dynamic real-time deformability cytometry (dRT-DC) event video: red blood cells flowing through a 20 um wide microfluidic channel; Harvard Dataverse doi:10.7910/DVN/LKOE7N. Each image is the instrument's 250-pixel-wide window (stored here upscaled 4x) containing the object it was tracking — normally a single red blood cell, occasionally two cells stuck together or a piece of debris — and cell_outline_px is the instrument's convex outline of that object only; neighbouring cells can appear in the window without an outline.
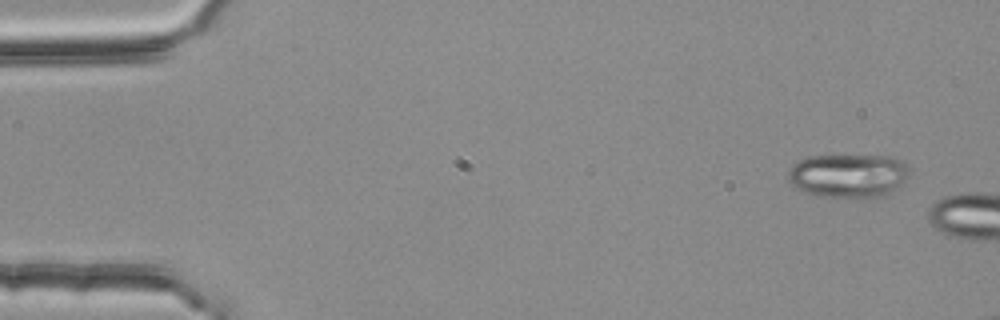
{"species": "common noctule bat (a hibernating species)", "species_latin": "Nyctalus noctula", "temperature_condition": "room temperature", "stored_images_in_passage": 2, "camera_frame_rate_fps": 3000, "um_per_image_px": 0.085, "animal": {"sex": "female", "body_mass_g": 25.1}, "frame": {"image": 1, "passage_image": 1, "time_ms": 0.0, "image_size_px": [1000, 320], "cell_outline_px": [[908, 176], [904, 184], [884, 196], [872, 200], [860, 200], [816, 196], [804, 192], [796, 188], [788, 180], [788, 168], [792, 164], [808, 156], [896, 156], [908, 168]], "centroid_in_image_um": [72.12, 14.98], "position_along_channel_um": 12.9, "area_um2": 32.02}}